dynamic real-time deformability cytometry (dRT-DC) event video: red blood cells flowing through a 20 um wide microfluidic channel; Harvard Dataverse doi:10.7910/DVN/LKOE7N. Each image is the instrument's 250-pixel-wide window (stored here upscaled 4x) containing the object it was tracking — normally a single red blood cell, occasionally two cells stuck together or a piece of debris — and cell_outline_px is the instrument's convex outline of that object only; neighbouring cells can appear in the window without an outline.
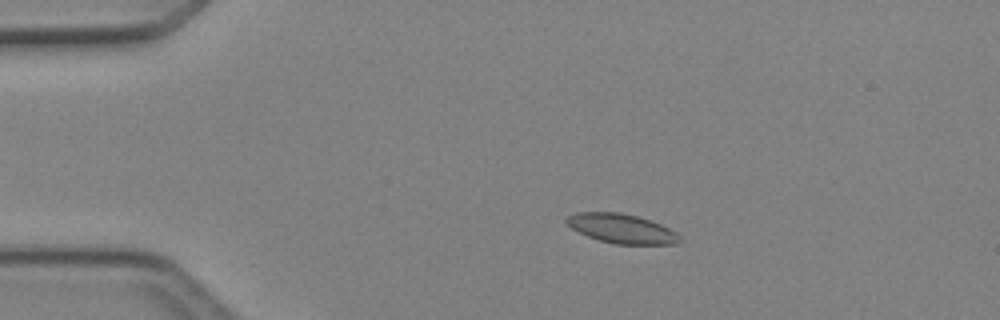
{"species": "Egyptian fruit bat (a non-hibernating species)", "species_latin": "Rousettus aegyptiacus", "temperature_condition": "cold", "stored_images_in_passage": 49, "camera_frame_rate_fps": 3000, "um_per_image_px": 0.085, "animal": {"sex": "female"}, "frame": {"image": 1, "passage_image": 10, "time_ms": 3.0, "image_size_px": [1000, 320], "cell_outline_px": [[684, 240], [676, 244], [616, 244], [600, 240], [588, 236], [564, 224], [564, 220], [568, 216], [576, 212], [620, 212], [652, 220], [676, 232]], "centroid_in_image_um": [52.84, 19.42], "position_along_channel_um": 32.2, "area_um2": 19.42}}
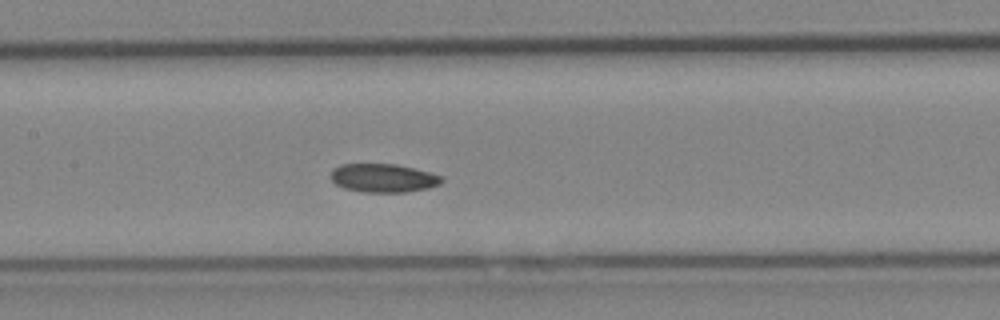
{"frame": {"image": 2, "passage_image": 24, "time_ms": 7.667, "image_size_px": [1000, 320], "cell_outline_px": [[444, 180], [440, 184], [428, 188], [404, 192], [364, 192], [344, 188], [336, 184], [332, 180], [332, 172], [340, 164], [396, 164], [428, 172], [440, 176]], "centroid_in_image_um": [32.58, 15.13], "position_along_channel_um": 174.8, "area_um2": 18.15}}
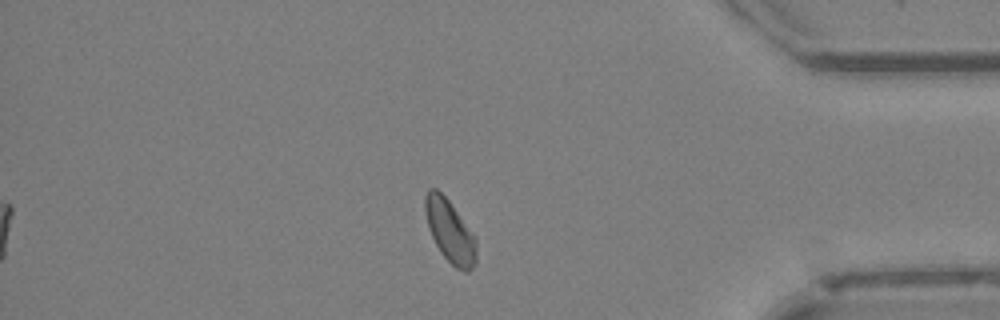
{"frame": {"image": 3, "passage_image": 42, "time_ms": 13.667, "image_size_px": [1000, 320], "cell_outline_px": [[476, 264], [468, 272], [464, 272], [456, 268], [440, 252], [428, 228], [424, 208], [424, 196], [428, 188], [436, 188], [448, 200], [472, 232], [476, 240]], "centroid_in_image_um": [38.23, 19.65], "position_along_channel_um": 397.0, "area_um2": 18.61}, "authors_computed_cell_mechanics": {"area_um2": 18.6116, "velocity_mm_per_s": 4.1772, "shape_relaxation_time_tau1_ms": null, "shape_relaxation_time_tau2_ms": 3.0335, "deformation_change_tau1": null, "deformation_change_tau2": 0.0585}}